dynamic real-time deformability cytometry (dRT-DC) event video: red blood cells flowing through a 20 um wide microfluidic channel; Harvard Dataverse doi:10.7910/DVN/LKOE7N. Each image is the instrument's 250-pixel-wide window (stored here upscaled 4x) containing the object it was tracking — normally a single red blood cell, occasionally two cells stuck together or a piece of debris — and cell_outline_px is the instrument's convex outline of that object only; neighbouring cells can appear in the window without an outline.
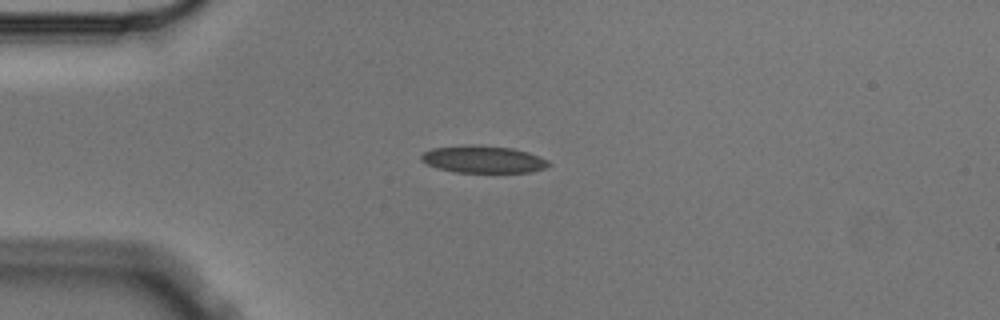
{"species": "Egyptian fruit bat (a non-hibernating species)", "species_latin": "Rousettus aegyptiacus", "temperature_condition": "cold", "stored_images_in_passage": 4, "camera_frame_rate_fps": 3000, "um_per_image_px": 0.085, "animal": {"sex": "male"}, "frame": {"image": 1, "passage_image": 1, "time_ms": 0.0, "image_size_px": [1000, 320], "cell_outline_px": [[552, 164], [548, 168], [532, 172], [456, 172], [440, 168], [428, 164], [420, 160], [420, 156], [424, 152], [432, 148], [464, 144], [476, 144], [512, 148], [528, 152], [548, 160]], "centroid_in_image_um": [41.1, 13.53], "position_along_channel_um": 43.9, "area_um2": 20.4}}
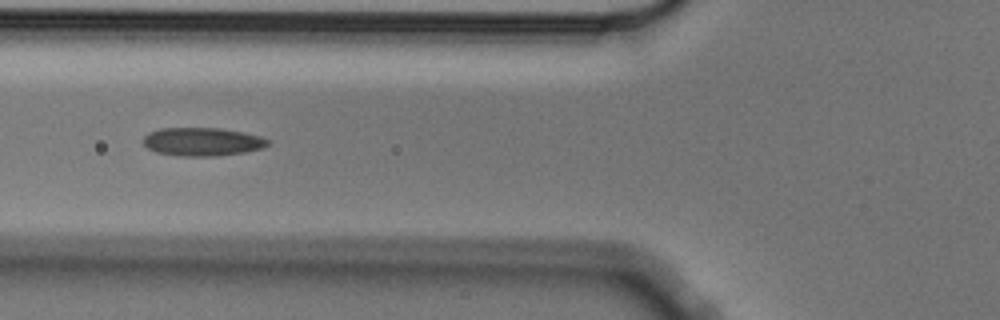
{"frame": {"image": 2, "passage_image": 3, "time_ms": 0.667, "image_size_px": [1000, 320], "cell_outline_px": [[268, 144], [260, 148], [244, 152], [216, 156], [180, 156], [156, 152], [148, 148], [144, 144], [144, 136], [148, 132], [160, 128], [220, 128], [244, 132], [260, 136], [268, 140]], "centroid_in_image_um": [17.16, 12.04], "position_along_channel_um": 108.6, "area_um2": 20.46}}
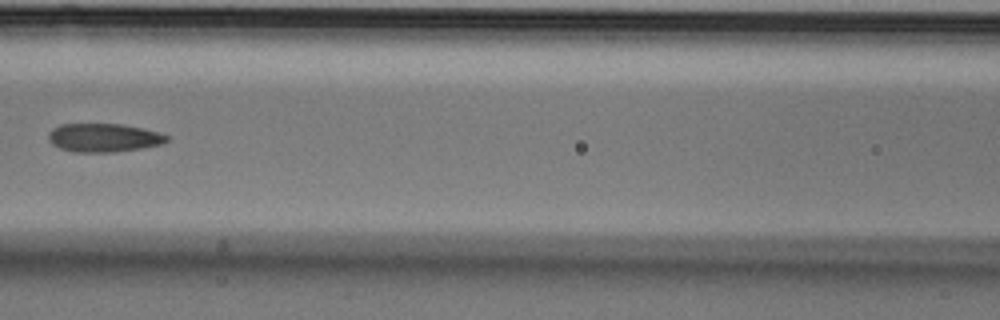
{"frame": {"image": 3, "passage_image": 4, "time_ms": 1.0, "image_size_px": [1000, 320], "cell_outline_px": [[172, 136], [164, 144], [116, 152], [72, 152], [60, 148], [52, 144], [48, 140], [48, 132], [52, 128], [60, 124], [120, 124], [144, 128], [160, 132]], "centroid_in_image_um": [8.84, 11.7], "position_along_channel_um": 157.8, "area_um2": 20.0}}